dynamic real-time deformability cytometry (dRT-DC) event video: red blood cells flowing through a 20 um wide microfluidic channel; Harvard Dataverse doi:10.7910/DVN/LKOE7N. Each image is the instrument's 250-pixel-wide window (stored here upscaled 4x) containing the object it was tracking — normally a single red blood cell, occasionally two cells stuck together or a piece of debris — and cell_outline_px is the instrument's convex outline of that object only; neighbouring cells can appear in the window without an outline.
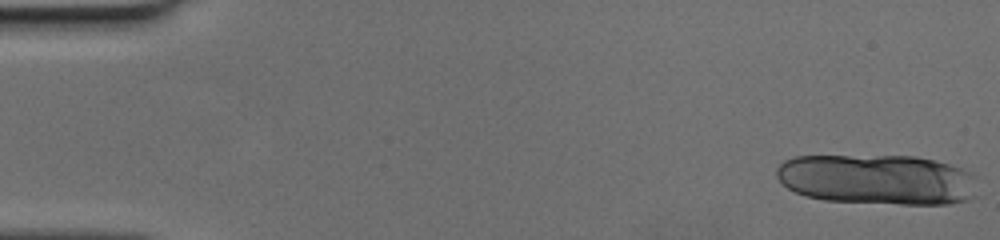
{"species": "human", "species_latin": "Homo sapiens", "temperature_condition": "cold", "stored_images_in_passage": 14, "camera_frame_rate_fps": 3000, "um_per_image_px": 0.085, "donor": {"sex": "female"}, "frame": {"image": 1, "passage_image": 1, "time_ms": 0.0, "image_size_px": [1000, 240], "cell_outline_px": [[980, 196], [968, 200], [948, 204], [900, 204], [824, 200], [808, 196], [796, 192], [788, 188], [776, 176], [776, 168], [784, 160], [796, 156], [916, 156], [936, 160], [972, 172], [976, 176]], "centroid_in_image_um": [74.66, 15.26], "position_along_channel_um": 10.3, "area_um2": 59.65}}